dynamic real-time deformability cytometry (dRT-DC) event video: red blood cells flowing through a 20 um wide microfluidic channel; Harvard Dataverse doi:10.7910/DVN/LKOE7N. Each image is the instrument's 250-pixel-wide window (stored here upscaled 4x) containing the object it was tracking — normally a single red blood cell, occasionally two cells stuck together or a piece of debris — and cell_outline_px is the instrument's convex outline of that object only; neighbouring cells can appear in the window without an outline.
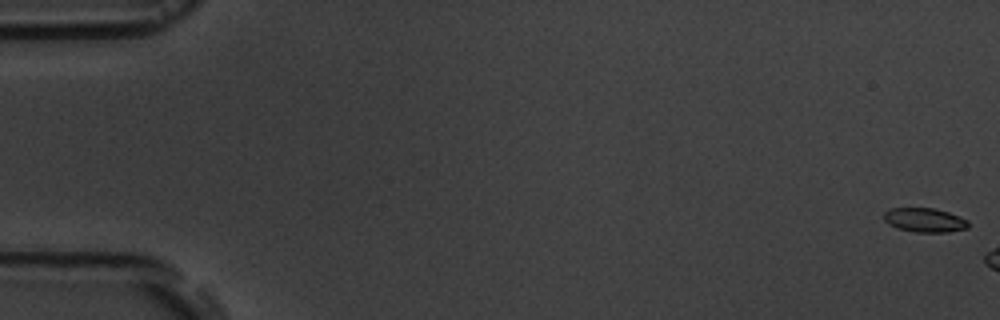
{"species": "common noctule bat (a hibernating species)", "species_latin": "Nyctalus noctula", "temperature_condition": "room temperature", "stored_images_in_passage": 4, "camera_frame_rate_fps": 3000, "um_per_image_px": 0.085, "animal": {"sex": "male", "body_mass_g": 19.5, "forearm_length_mm": 54.6}, "frame": {"image": 1, "passage_image": 1, "time_ms": 0.0, "image_size_px": [1000, 320], "cell_outline_px": [[968, 228], [948, 232], [916, 232], [896, 228], [888, 224], [884, 220], [884, 212], [892, 208], [936, 208], [960, 216], [968, 220]], "centroid_in_image_um": [78.6, 18.7], "position_along_channel_um": 6.4, "area_um2": 11.96}}